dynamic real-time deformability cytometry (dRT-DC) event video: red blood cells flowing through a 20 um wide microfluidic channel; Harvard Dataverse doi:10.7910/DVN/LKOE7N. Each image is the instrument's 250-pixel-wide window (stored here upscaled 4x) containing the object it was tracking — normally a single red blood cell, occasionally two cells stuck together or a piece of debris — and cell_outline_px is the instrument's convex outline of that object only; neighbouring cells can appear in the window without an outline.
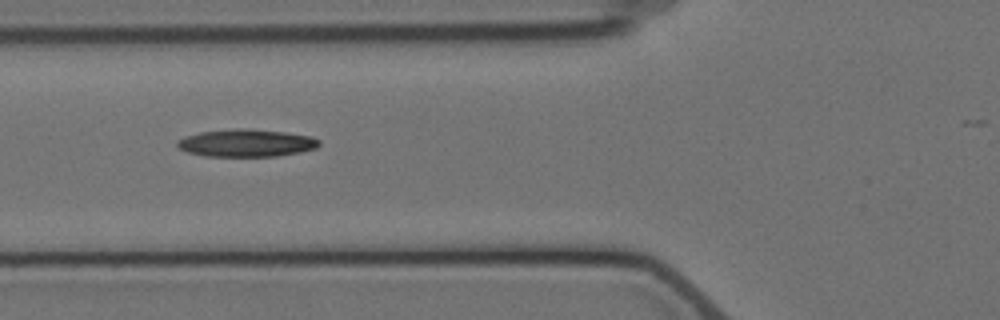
{"species": "Egyptian fruit bat (a non-hibernating species)", "species_latin": "Rousettus aegyptiacus", "temperature_condition": "cold", "stored_images_in_passage": 6, "camera_frame_rate_fps": 3000, "um_per_image_px": 0.085, "animal": {"sex": "female"}, "frame": {"image": 1, "passage_image": 2, "time_ms": 1.0, "image_size_px": [1000, 320], "cell_outline_px": [[320, 144], [316, 148], [300, 152], [276, 156], [204, 156], [188, 152], [176, 148], [176, 140], [184, 136], [200, 132], [284, 132], [312, 136], [320, 140]], "centroid_in_image_um": [20.93, 12.22], "position_along_channel_um": 104.9, "area_um2": 21.56}}
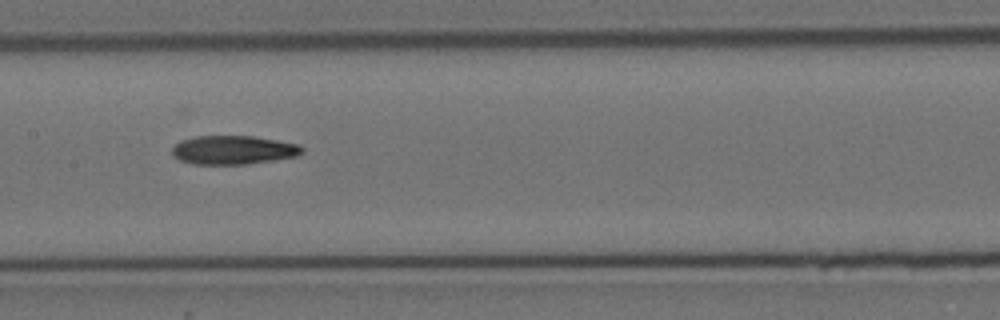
{"frame": {"image": 2, "passage_image": 4, "time_ms": 3.333, "image_size_px": [1000, 320], "cell_outline_px": [[304, 152], [300, 156], [248, 164], [192, 164], [180, 160], [172, 156], [172, 148], [180, 140], [196, 136], [252, 136], [300, 144], [304, 148]], "centroid_in_image_um": [19.86, 12.75], "position_along_channel_um": 187.5, "area_um2": 22.02}}
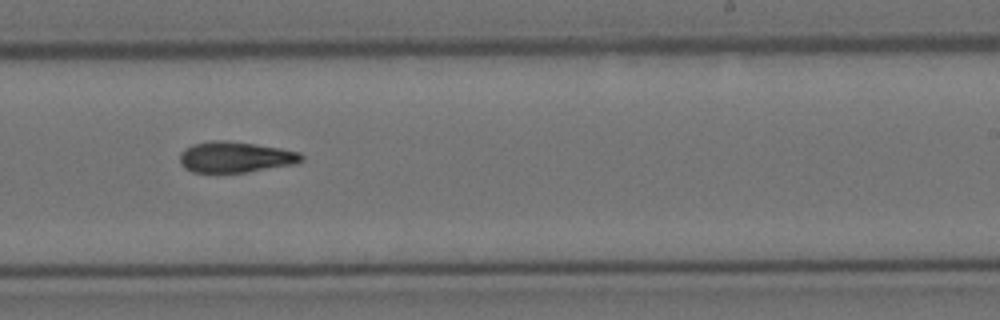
{"frame": {"image": 3, "passage_image": 6, "time_ms": 5.667, "image_size_px": [1000, 320], "cell_outline_px": [[304, 160], [296, 164], [248, 172], [192, 172], [184, 168], [180, 164], [180, 152], [184, 148], [192, 144], [212, 140], [224, 140], [280, 148], [300, 152], [304, 156]], "centroid_in_image_um": [20.0, 13.35], "position_along_channel_um": 269.0, "area_um2": 22.02}}